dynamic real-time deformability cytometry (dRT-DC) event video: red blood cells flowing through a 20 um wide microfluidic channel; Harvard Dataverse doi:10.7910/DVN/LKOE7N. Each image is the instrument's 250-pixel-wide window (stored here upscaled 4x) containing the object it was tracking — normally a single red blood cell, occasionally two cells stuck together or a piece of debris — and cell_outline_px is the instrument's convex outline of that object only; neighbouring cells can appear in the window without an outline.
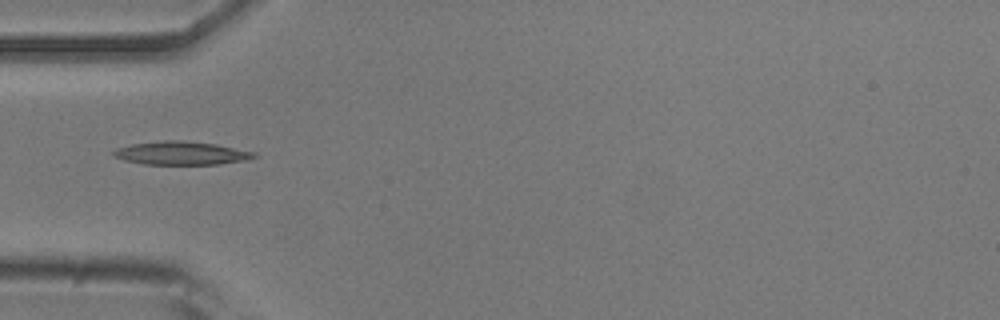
{"species": "common noctule bat (a hibernating species)", "species_latin": "Nyctalus noctula", "temperature_condition": "room temperature", "stored_images_in_passage": 7, "camera_frame_rate_fps": 3000, "um_per_image_px": 0.085, "animal": {"sex": "male", "body_mass_g": 20.5, "forearm_length_mm": 52.5}, "frame": {"image": 1, "passage_image": 1, "time_ms": 0.0, "image_size_px": [1000, 320], "cell_outline_px": [[256, 156], [244, 160], [220, 164], [144, 164], [124, 160], [112, 156], [112, 152], [116, 148], [132, 144], [164, 140], [180, 140], [216, 144], [256, 152]], "centroid_in_image_um": [15.37, 13.01], "position_along_channel_um": 69.6, "area_um2": 19.02}}
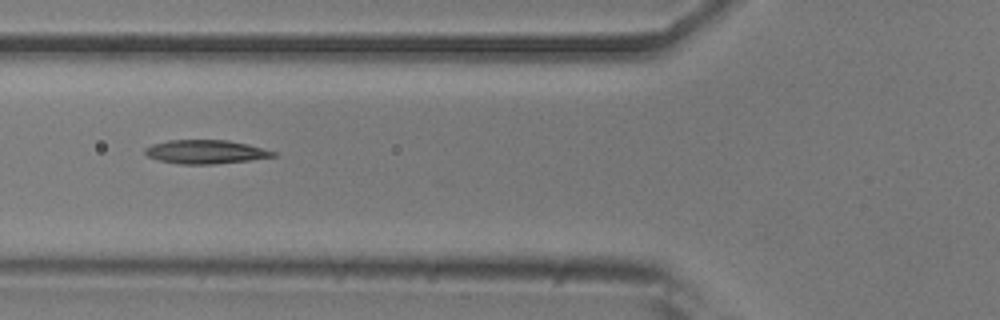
{"frame": {"image": 2, "passage_image": 4, "time_ms": 1.0, "image_size_px": [1000, 320], "cell_outline_px": [[276, 156], [248, 160], [212, 164], [180, 164], [160, 160], [148, 156], [144, 152], [144, 148], [152, 144], [168, 140], [228, 140], [248, 144], [276, 152]], "centroid_in_image_um": [17.46, 12.9], "position_along_channel_um": 108.3, "area_um2": 17.57}}